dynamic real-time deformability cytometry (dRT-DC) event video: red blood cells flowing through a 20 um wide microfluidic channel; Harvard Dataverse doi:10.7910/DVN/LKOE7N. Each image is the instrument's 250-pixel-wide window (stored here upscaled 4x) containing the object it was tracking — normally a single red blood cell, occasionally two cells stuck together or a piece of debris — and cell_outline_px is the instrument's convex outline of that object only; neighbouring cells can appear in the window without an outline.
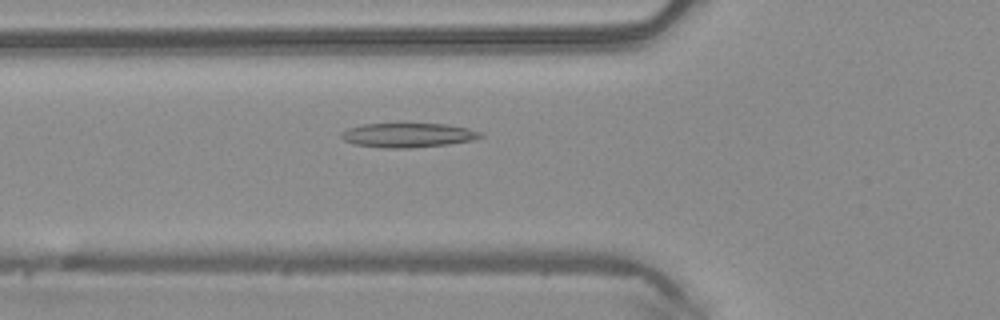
{"species": "common noctule bat (a hibernating species)", "species_latin": "Nyctalus noctula", "temperature_condition": "warm", "stored_images_in_passage": 49, "camera_frame_rate_fps": 3000, "um_per_image_px": 0.085, "animal": {"sex": "male", "body_mass_g": 20.4}, "frame": {"image": 1, "passage_image": 18, "time_ms": 5.667, "image_size_px": [1000, 320], "cell_outline_px": [[484, 136], [472, 140], [448, 144], [412, 148], [384, 148], [352, 144], [344, 140], [340, 136], [340, 132], [348, 128], [364, 124], [448, 124], [468, 128], [484, 132]], "centroid_in_image_um": [34.69, 11.49], "position_along_channel_um": 91.1, "area_um2": 19.88}}
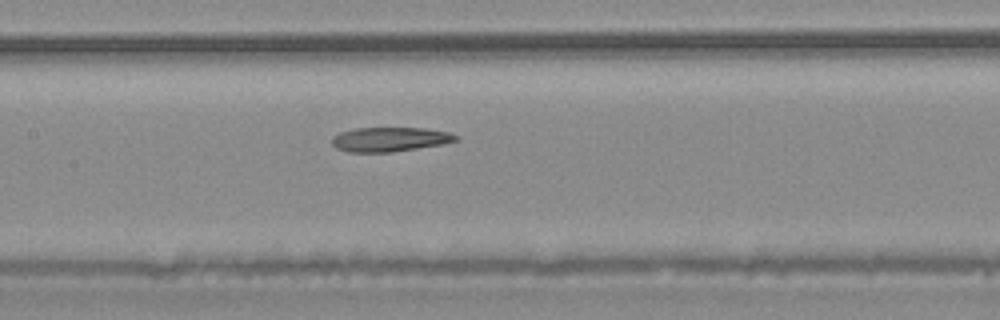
{"frame": {"image": 2, "passage_image": 24, "time_ms": 7.667, "image_size_px": [1000, 320], "cell_outline_px": [[460, 140], [444, 144], [388, 152], [348, 152], [336, 148], [332, 144], [332, 136], [340, 132], [356, 128], [424, 128], [448, 132], [460, 136]], "centroid_in_image_um": [33.15, 11.84], "position_along_channel_um": 174.2, "area_um2": 17.63}}
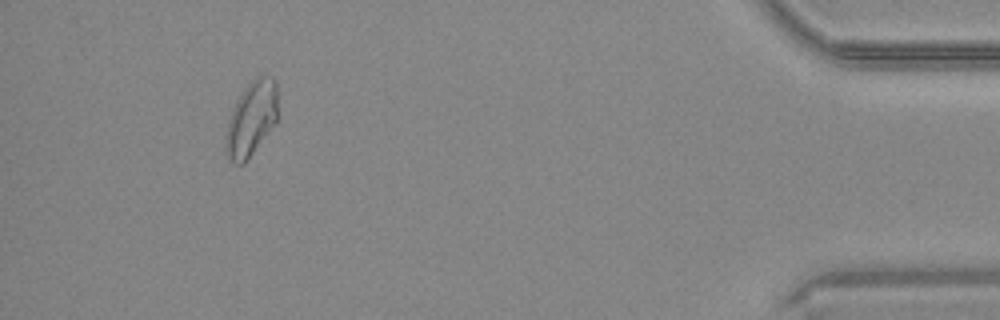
{"frame": {"image": 3, "passage_image": 46, "time_ms": 15.0, "image_size_px": [1000, 320], "cell_outline_px": [[276, 124], [248, 160], [244, 164], [236, 164], [228, 160], [224, 152], [224, 140], [232, 108], [244, 88], [256, 76], [272, 76], [276, 80]], "centroid_in_image_um": [21.34, 10.15], "position_along_channel_um": 413.9, "area_um2": 22.95}, "authors_computed_cell_mechanics": {"area_um2": 19.9988, "velocity_mm_per_s": 4.1349, "shape_relaxation_time_tau1_ms": null, "shape_relaxation_time_tau2_ms": 4.2741, "deformation_change_tau1": null, "deformation_change_tau2": 0.1164}}